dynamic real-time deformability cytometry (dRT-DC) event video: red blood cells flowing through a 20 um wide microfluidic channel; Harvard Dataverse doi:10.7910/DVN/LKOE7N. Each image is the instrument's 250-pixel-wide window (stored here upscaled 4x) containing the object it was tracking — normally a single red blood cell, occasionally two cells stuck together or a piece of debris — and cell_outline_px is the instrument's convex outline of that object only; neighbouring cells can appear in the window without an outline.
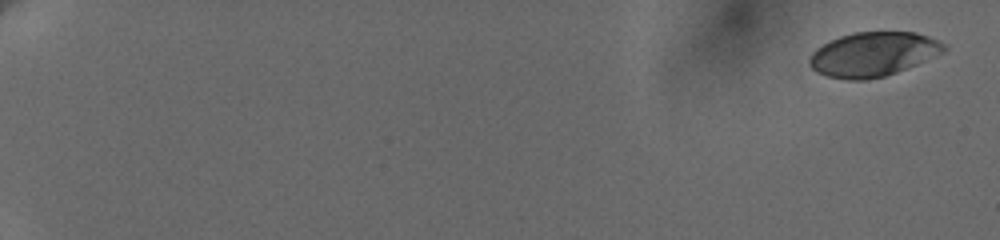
{"species": "human", "species_latin": "Homo sapiens", "temperature_condition": "cold", "stored_images_in_passage": 12, "camera_frame_rate_fps": 3000, "um_per_image_px": 0.085, "donor": {"sex": "female"}, "frame": {"image": 1, "passage_image": 1, "time_ms": 0.0, "image_size_px": [1000, 240], "cell_outline_px": [[948, 48], [944, 52], [916, 64], [896, 72], [884, 76], [864, 80], [848, 80], [828, 76], [816, 72], [808, 64], [808, 60], [812, 52], [816, 48], [840, 36], [852, 32], [916, 32], [928, 36], [948, 44]], "centroid_in_image_um": [74.22, 4.6], "position_along_channel_um": 10.8, "area_um2": 34.74}}
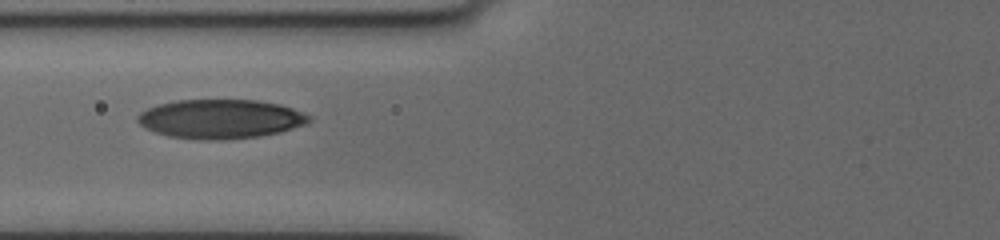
{"frame": {"image": 2, "passage_image": 10, "time_ms": 8.667, "image_size_px": [1000, 240], "cell_outline_px": [[312, 120], [308, 124], [280, 132], [260, 136], [224, 140], [204, 140], [168, 136], [144, 128], [136, 120], [136, 116], [140, 112], [148, 108], [160, 104], [176, 100], [256, 100], [280, 104], [292, 108], [312, 116]], "centroid_in_image_um": [18.76, 10.11], "position_along_channel_um": 107.0, "area_um2": 39.36}}
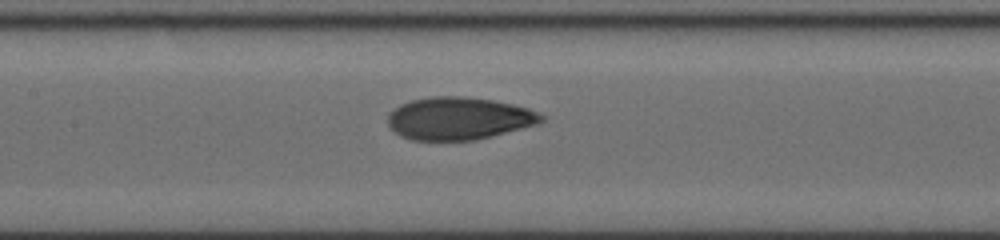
{"frame": {"image": 3, "passage_image": 12, "time_ms": 10.333, "image_size_px": [1000, 240], "cell_outline_px": [[544, 120], [536, 124], [476, 140], [412, 140], [400, 136], [388, 124], [388, 116], [400, 104], [412, 100], [432, 96], [464, 96], [492, 100], [512, 104], [528, 108], [540, 112], [544, 116]], "centroid_in_image_um": [39.01, 10.06], "position_along_channel_um": 168.4, "area_um2": 37.86}}